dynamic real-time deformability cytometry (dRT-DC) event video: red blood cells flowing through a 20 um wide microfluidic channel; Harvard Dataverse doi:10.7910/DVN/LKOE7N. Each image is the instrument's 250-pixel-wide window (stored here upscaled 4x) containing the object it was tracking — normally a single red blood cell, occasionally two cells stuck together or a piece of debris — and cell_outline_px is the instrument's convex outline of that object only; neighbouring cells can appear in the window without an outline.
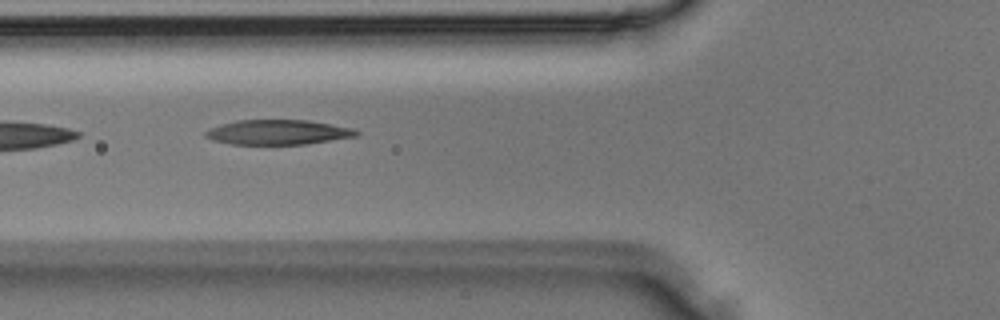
{"species": "Egyptian fruit bat (a non-hibernating species)", "species_latin": "Rousettus aegyptiacus", "temperature_condition": "room temperature", "stored_images_in_passage": 4, "camera_frame_rate_fps": 3000, "um_per_image_px": 0.085, "animal": {"sex": "male"}, "frame": {"image": 1, "passage_image": 4, "time_ms": 1.0, "image_size_px": [1000, 320], "cell_outline_px": [[360, 136], [304, 144], [228, 144], [212, 140], [204, 136], [204, 132], [208, 128], [220, 124], [236, 120], [308, 120], [352, 128], [360, 132]], "centroid_in_image_um": [23.59, 11.24], "position_along_channel_um": 102.2, "area_um2": 21.96}}